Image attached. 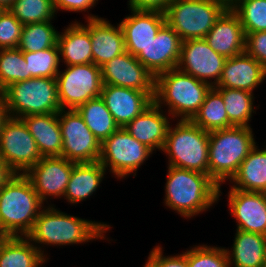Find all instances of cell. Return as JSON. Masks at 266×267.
<instances>
[{
	"mask_svg": "<svg viewBox=\"0 0 266 267\" xmlns=\"http://www.w3.org/2000/svg\"><path fill=\"white\" fill-rule=\"evenodd\" d=\"M59 70L56 80L61 109L76 110L93 98L101 95V68L94 63L65 66Z\"/></svg>",
	"mask_w": 266,
	"mask_h": 267,
	"instance_id": "cell-10",
	"label": "cell"
},
{
	"mask_svg": "<svg viewBox=\"0 0 266 267\" xmlns=\"http://www.w3.org/2000/svg\"><path fill=\"white\" fill-rule=\"evenodd\" d=\"M256 144L251 127L232 126L209 132L208 175L223 186Z\"/></svg>",
	"mask_w": 266,
	"mask_h": 267,
	"instance_id": "cell-5",
	"label": "cell"
},
{
	"mask_svg": "<svg viewBox=\"0 0 266 267\" xmlns=\"http://www.w3.org/2000/svg\"><path fill=\"white\" fill-rule=\"evenodd\" d=\"M215 89L222 95L229 122L233 126L251 127L249 123L252 120V113H256L253 104L254 94L242 89Z\"/></svg>",
	"mask_w": 266,
	"mask_h": 267,
	"instance_id": "cell-32",
	"label": "cell"
},
{
	"mask_svg": "<svg viewBox=\"0 0 266 267\" xmlns=\"http://www.w3.org/2000/svg\"><path fill=\"white\" fill-rule=\"evenodd\" d=\"M103 85H115L146 92L155 97L156 77L127 51L101 67Z\"/></svg>",
	"mask_w": 266,
	"mask_h": 267,
	"instance_id": "cell-14",
	"label": "cell"
},
{
	"mask_svg": "<svg viewBox=\"0 0 266 267\" xmlns=\"http://www.w3.org/2000/svg\"><path fill=\"white\" fill-rule=\"evenodd\" d=\"M21 119L33 136L42 157L61 156L63 139L58 113L28 115Z\"/></svg>",
	"mask_w": 266,
	"mask_h": 267,
	"instance_id": "cell-25",
	"label": "cell"
},
{
	"mask_svg": "<svg viewBox=\"0 0 266 267\" xmlns=\"http://www.w3.org/2000/svg\"><path fill=\"white\" fill-rule=\"evenodd\" d=\"M0 157L15 174H25L42 158L21 118L9 116L4 122L0 132Z\"/></svg>",
	"mask_w": 266,
	"mask_h": 267,
	"instance_id": "cell-11",
	"label": "cell"
},
{
	"mask_svg": "<svg viewBox=\"0 0 266 267\" xmlns=\"http://www.w3.org/2000/svg\"><path fill=\"white\" fill-rule=\"evenodd\" d=\"M25 174H14L0 188V232L5 236H27L46 206Z\"/></svg>",
	"mask_w": 266,
	"mask_h": 267,
	"instance_id": "cell-3",
	"label": "cell"
},
{
	"mask_svg": "<svg viewBox=\"0 0 266 267\" xmlns=\"http://www.w3.org/2000/svg\"><path fill=\"white\" fill-rule=\"evenodd\" d=\"M56 14L58 11L68 12H89L96 6L98 0H52ZM61 9V10H60ZM89 9V11H88Z\"/></svg>",
	"mask_w": 266,
	"mask_h": 267,
	"instance_id": "cell-42",
	"label": "cell"
},
{
	"mask_svg": "<svg viewBox=\"0 0 266 267\" xmlns=\"http://www.w3.org/2000/svg\"><path fill=\"white\" fill-rule=\"evenodd\" d=\"M259 149L257 145L242 161L238 172L232 177L229 184L234 189L243 191H266V145Z\"/></svg>",
	"mask_w": 266,
	"mask_h": 267,
	"instance_id": "cell-28",
	"label": "cell"
},
{
	"mask_svg": "<svg viewBox=\"0 0 266 267\" xmlns=\"http://www.w3.org/2000/svg\"><path fill=\"white\" fill-rule=\"evenodd\" d=\"M204 39L226 59L245 52L246 34L239 17L231 9L221 15Z\"/></svg>",
	"mask_w": 266,
	"mask_h": 267,
	"instance_id": "cell-23",
	"label": "cell"
},
{
	"mask_svg": "<svg viewBox=\"0 0 266 267\" xmlns=\"http://www.w3.org/2000/svg\"><path fill=\"white\" fill-rule=\"evenodd\" d=\"M72 22L63 29V32L58 33L60 62H64L66 66L92 63V43L89 31L82 25V22L76 20Z\"/></svg>",
	"mask_w": 266,
	"mask_h": 267,
	"instance_id": "cell-24",
	"label": "cell"
},
{
	"mask_svg": "<svg viewBox=\"0 0 266 267\" xmlns=\"http://www.w3.org/2000/svg\"><path fill=\"white\" fill-rule=\"evenodd\" d=\"M222 4L226 9H232L239 0H211Z\"/></svg>",
	"mask_w": 266,
	"mask_h": 267,
	"instance_id": "cell-46",
	"label": "cell"
},
{
	"mask_svg": "<svg viewBox=\"0 0 266 267\" xmlns=\"http://www.w3.org/2000/svg\"><path fill=\"white\" fill-rule=\"evenodd\" d=\"M230 215L238 230L266 236V196L264 193L230 188L228 192Z\"/></svg>",
	"mask_w": 266,
	"mask_h": 267,
	"instance_id": "cell-16",
	"label": "cell"
},
{
	"mask_svg": "<svg viewBox=\"0 0 266 267\" xmlns=\"http://www.w3.org/2000/svg\"><path fill=\"white\" fill-rule=\"evenodd\" d=\"M189 267H230L225 247L195 245L185 251Z\"/></svg>",
	"mask_w": 266,
	"mask_h": 267,
	"instance_id": "cell-38",
	"label": "cell"
},
{
	"mask_svg": "<svg viewBox=\"0 0 266 267\" xmlns=\"http://www.w3.org/2000/svg\"><path fill=\"white\" fill-rule=\"evenodd\" d=\"M181 39L165 23L152 40L137 56V60L155 77L165 71L177 68L180 59Z\"/></svg>",
	"mask_w": 266,
	"mask_h": 267,
	"instance_id": "cell-17",
	"label": "cell"
},
{
	"mask_svg": "<svg viewBox=\"0 0 266 267\" xmlns=\"http://www.w3.org/2000/svg\"><path fill=\"white\" fill-rule=\"evenodd\" d=\"M231 10L245 33L266 31V0H239Z\"/></svg>",
	"mask_w": 266,
	"mask_h": 267,
	"instance_id": "cell-37",
	"label": "cell"
},
{
	"mask_svg": "<svg viewBox=\"0 0 266 267\" xmlns=\"http://www.w3.org/2000/svg\"><path fill=\"white\" fill-rule=\"evenodd\" d=\"M153 151L131 136L123 127L101 143L99 162L117 179L136 176ZM109 167V169H108Z\"/></svg>",
	"mask_w": 266,
	"mask_h": 267,
	"instance_id": "cell-9",
	"label": "cell"
},
{
	"mask_svg": "<svg viewBox=\"0 0 266 267\" xmlns=\"http://www.w3.org/2000/svg\"><path fill=\"white\" fill-rule=\"evenodd\" d=\"M173 0H128V8L165 12Z\"/></svg>",
	"mask_w": 266,
	"mask_h": 267,
	"instance_id": "cell-43",
	"label": "cell"
},
{
	"mask_svg": "<svg viewBox=\"0 0 266 267\" xmlns=\"http://www.w3.org/2000/svg\"><path fill=\"white\" fill-rule=\"evenodd\" d=\"M231 249L225 250L230 267H263L266 260V236L236 229Z\"/></svg>",
	"mask_w": 266,
	"mask_h": 267,
	"instance_id": "cell-27",
	"label": "cell"
},
{
	"mask_svg": "<svg viewBox=\"0 0 266 267\" xmlns=\"http://www.w3.org/2000/svg\"><path fill=\"white\" fill-rule=\"evenodd\" d=\"M47 205L42 209L31 232L26 236L47 260L49 257L43 249L46 245L58 247L84 244L96 239H109L105 234L111 226L107 223L82 219L58 210L54 204Z\"/></svg>",
	"mask_w": 266,
	"mask_h": 267,
	"instance_id": "cell-1",
	"label": "cell"
},
{
	"mask_svg": "<svg viewBox=\"0 0 266 267\" xmlns=\"http://www.w3.org/2000/svg\"><path fill=\"white\" fill-rule=\"evenodd\" d=\"M167 168L164 204L182 218L190 219L207 212L223 193L208 174L170 165Z\"/></svg>",
	"mask_w": 266,
	"mask_h": 267,
	"instance_id": "cell-2",
	"label": "cell"
},
{
	"mask_svg": "<svg viewBox=\"0 0 266 267\" xmlns=\"http://www.w3.org/2000/svg\"><path fill=\"white\" fill-rule=\"evenodd\" d=\"M4 12V9L0 6V15Z\"/></svg>",
	"mask_w": 266,
	"mask_h": 267,
	"instance_id": "cell-49",
	"label": "cell"
},
{
	"mask_svg": "<svg viewBox=\"0 0 266 267\" xmlns=\"http://www.w3.org/2000/svg\"><path fill=\"white\" fill-rule=\"evenodd\" d=\"M29 78H56L60 68L58 45L38 52H23Z\"/></svg>",
	"mask_w": 266,
	"mask_h": 267,
	"instance_id": "cell-35",
	"label": "cell"
},
{
	"mask_svg": "<svg viewBox=\"0 0 266 267\" xmlns=\"http://www.w3.org/2000/svg\"><path fill=\"white\" fill-rule=\"evenodd\" d=\"M52 23L25 24L17 48L22 52H38L56 46L59 32Z\"/></svg>",
	"mask_w": 266,
	"mask_h": 267,
	"instance_id": "cell-33",
	"label": "cell"
},
{
	"mask_svg": "<svg viewBox=\"0 0 266 267\" xmlns=\"http://www.w3.org/2000/svg\"><path fill=\"white\" fill-rule=\"evenodd\" d=\"M23 24L9 11L0 15V49L17 48Z\"/></svg>",
	"mask_w": 266,
	"mask_h": 267,
	"instance_id": "cell-39",
	"label": "cell"
},
{
	"mask_svg": "<svg viewBox=\"0 0 266 267\" xmlns=\"http://www.w3.org/2000/svg\"><path fill=\"white\" fill-rule=\"evenodd\" d=\"M266 78V69L252 56L243 52L227 58L221 78L214 88L242 89L254 93Z\"/></svg>",
	"mask_w": 266,
	"mask_h": 267,
	"instance_id": "cell-22",
	"label": "cell"
},
{
	"mask_svg": "<svg viewBox=\"0 0 266 267\" xmlns=\"http://www.w3.org/2000/svg\"><path fill=\"white\" fill-rule=\"evenodd\" d=\"M28 79V67L19 48L0 49V92L10 84Z\"/></svg>",
	"mask_w": 266,
	"mask_h": 267,
	"instance_id": "cell-34",
	"label": "cell"
},
{
	"mask_svg": "<svg viewBox=\"0 0 266 267\" xmlns=\"http://www.w3.org/2000/svg\"><path fill=\"white\" fill-rule=\"evenodd\" d=\"M191 121L207 132L233 126L228 120L222 95L214 87L207 93L205 101Z\"/></svg>",
	"mask_w": 266,
	"mask_h": 267,
	"instance_id": "cell-31",
	"label": "cell"
},
{
	"mask_svg": "<svg viewBox=\"0 0 266 267\" xmlns=\"http://www.w3.org/2000/svg\"><path fill=\"white\" fill-rule=\"evenodd\" d=\"M15 0H0V6L4 9V10H8L11 5L14 3Z\"/></svg>",
	"mask_w": 266,
	"mask_h": 267,
	"instance_id": "cell-47",
	"label": "cell"
},
{
	"mask_svg": "<svg viewBox=\"0 0 266 267\" xmlns=\"http://www.w3.org/2000/svg\"><path fill=\"white\" fill-rule=\"evenodd\" d=\"M9 117L7 112V107L5 103V98L2 92H0V132L2 129V126L6 119Z\"/></svg>",
	"mask_w": 266,
	"mask_h": 267,
	"instance_id": "cell-45",
	"label": "cell"
},
{
	"mask_svg": "<svg viewBox=\"0 0 266 267\" xmlns=\"http://www.w3.org/2000/svg\"><path fill=\"white\" fill-rule=\"evenodd\" d=\"M107 170L99 162L74 163L64 198L69 204H79L90 198L99 188Z\"/></svg>",
	"mask_w": 266,
	"mask_h": 267,
	"instance_id": "cell-26",
	"label": "cell"
},
{
	"mask_svg": "<svg viewBox=\"0 0 266 267\" xmlns=\"http://www.w3.org/2000/svg\"><path fill=\"white\" fill-rule=\"evenodd\" d=\"M225 61L226 58L216 53L204 38L189 39L181 43L177 68L215 87L221 78Z\"/></svg>",
	"mask_w": 266,
	"mask_h": 267,
	"instance_id": "cell-13",
	"label": "cell"
},
{
	"mask_svg": "<svg viewBox=\"0 0 266 267\" xmlns=\"http://www.w3.org/2000/svg\"><path fill=\"white\" fill-rule=\"evenodd\" d=\"M162 151L168 165L208 174L209 132L191 120L171 122Z\"/></svg>",
	"mask_w": 266,
	"mask_h": 267,
	"instance_id": "cell-6",
	"label": "cell"
},
{
	"mask_svg": "<svg viewBox=\"0 0 266 267\" xmlns=\"http://www.w3.org/2000/svg\"><path fill=\"white\" fill-rule=\"evenodd\" d=\"M73 167L74 162L62 156L42 157L25 175L47 204L48 199L63 198Z\"/></svg>",
	"mask_w": 266,
	"mask_h": 267,
	"instance_id": "cell-15",
	"label": "cell"
},
{
	"mask_svg": "<svg viewBox=\"0 0 266 267\" xmlns=\"http://www.w3.org/2000/svg\"><path fill=\"white\" fill-rule=\"evenodd\" d=\"M100 97L119 127H124L154 102L146 92L115 85H103Z\"/></svg>",
	"mask_w": 266,
	"mask_h": 267,
	"instance_id": "cell-20",
	"label": "cell"
},
{
	"mask_svg": "<svg viewBox=\"0 0 266 267\" xmlns=\"http://www.w3.org/2000/svg\"><path fill=\"white\" fill-rule=\"evenodd\" d=\"M213 86L178 68L156 76L154 102L173 120H191Z\"/></svg>",
	"mask_w": 266,
	"mask_h": 267,
	"instance_id": "cell-4",
	"label": "cell"
},
{
	"mask_svg": "<svg viewBox=\"0 0 266 267\" xmlns=\"http://www.w3.org/2000/svg\"><path fill=\"white\" fill-rule=\"evenodd\" d=\"M76 110L100 143L120 128L100 96L90 99Z\"/></svg>",
	"mask_w": 266,
	"mask_h": 267,
	"instance_id": "cell-30",
	"label": "cell"
},
{
	"mask_svg": "<svg viewBox=\"0 0 266 267\" xmlns=\"http://www.w3.org/2000/svg\"><path fill=\"white\" fill-rule=\"evenodd\" d=\"M227 9L211 0H173L166 11V23L181 41L203 39Z\"/></svg>",
	"mask_w": 266,
	"mask_h": 267,
	"instance_id": "cell-8",
	"label": "cell"
},
{
	"mask_svg": "<svg viewBox=\"0 0 266 267\" xmlns=\"http://www.w3.org/2000/svg\"><path fill=\"white\" fill-rule=\"evenodd\" d=\"M6 162L0 157V188L14 175Z\"/></svg>",
	"mask_w": 266,
	"mask_h": 267,
	"instance_id": "cell-44",
	"label": "cell"
},
{
	"mask_svg": "<svg viewBox=\"0 0 266 267\" xmlns=\"http://www.w3.org/2000/svg\"><path fill=\"white\" fill-rule=\"evenodd\" d=\"M163 247L156 245L149 253L145 267H189L185 251L176 255H163Z\"/></svg>",
	"mask_w": 266,
	"mask_h": 267,
	"instance_id": "cell-40",
	"label": "cell"
},
{
	"mask_svg": "<svg viewBox=\"0 0 266 267\" xmlns=\"http://www.w3.org/2000/svg\"><path fill=\"white\" fill-rule=\"evenodd\" d=\"M45 263L47 259L26 236H6L0 244V267H44Z\"/></svg>",
	"mask_w": 266,
	"mask_h": 267,
	"instance_id": "cell-29",
	"label": "cell"
},
{
	"mask_svg": "<svg viewBox=\"0 0 266 267\" xmlns=\"http://www.w3.org/2000/svg\"><path fill=\"white\" fill-rule=\"evenodd\" d=\"M119 22L128 53L137 56L155 39L159 29L166 23L165 14L160 11L133 10Z\"/></svg>",
	"mask_w": 266,
	"mask_h": 267,
	"instance_id": "cell-19",
	"label": "cell"
},
{
	"mask_svg": "<svg viewBox=\"0 0 266 267\" xmlns=\"http://www.w3.org/2000/svg\"><path fill=\"white\" fill-rule=\"evenodd\" d=\"M5 237H6V236L0 232V244H1V242L4 240Z\"/></svg>",
	"mask_w": 266,
	"mask_h": 267,
	"instance_id": "cell-48",
	"label": "cell"
},
{
	"mask_svg": "<svg viewBox=\"0 0 266 267\" xmlns=\"http://www.w3.org/2000/svg\"><path fill=\"white\" fill-rule=\"evenodd\" d=\"M87 24H82L90 34L92 43V63L100 68L114 57L126 52L122 28L111 24L106 18L89 14Z\"/></svg>",
	"mask_w": 266,
	"mask_h": 267,
	"instance_id": "cell-18",
	"label": "cell"
},
{
	"mask_svg": "<svg viewBox=\"0 0 266 267\" xmlns=\"http://www.w3.org/2000/svg\"><path fill=\"white\" fill-rule=\"evenodd\" d=\"M8 10L23 25L53 21L56 16L52 0H15Z\"/></svg>",
	"mask_w": 266,
	"mask_h": 267,
	"instance_id": "cell-36",
	"label": "cell"
},
{
	"mask_svg": "<svg viewBox=\"0 0 266 267\" xmlns=\"http://www.w3.org/2000/svg\"><path fill=\"white\" fill-rule=\"evenodd\" d=\"M245 34V52L266 69V31Z\"/></svg>",
	"mask_w": 266,
	"mask_h": 267,
	"instance_id": "cell-41",
	"label": "cell"
},
{
	"mask_svg": "<svg viewBox=\"0 0 266 267\" xmlns=\"http://www.w3.org/2000/svg\"><path fill=\"white\" fill-rule=\"evenodd\" d=\"M2 93L11 117L58 113L61 110L56 78L32 77L10 84Z\"/></svg>",
	"mask_w": 266,
	"mask_h": 267,
	"instance_id": "cell-7",
	"label": "cell"
},
{
	"mask_svg": "<svg viewBox=\"0 0 266 267\" xmlns=\"http://www.w3.org/2000/svg\"><path fill=\"white\" fill-rule=\"evenodd\" d=\"M170 120H173L171 116L153 102L123 128L152 151H162Z\"/></svg>",
	"mask_w": 266,
	"mask_h": 267,
	"instance_id": "cell-21",
	"label": "cell"
},
{
	"mask_svg": "<svg viewBox=\"0 0 266 267\" xmlns=\"http://www.w3.org/2000/svg\"><path fill=\"white\" fill-rule=\"evenodd\" d=\"M58 121L63 139L61 156L74 163L99 161L101 143L77 110L61 109Z\"/></svg>",
	"mask_w": 266,
	"mask_h": 267,
	"instance_id": "cell-12",
	"label": "cell"
}]
</instances>
